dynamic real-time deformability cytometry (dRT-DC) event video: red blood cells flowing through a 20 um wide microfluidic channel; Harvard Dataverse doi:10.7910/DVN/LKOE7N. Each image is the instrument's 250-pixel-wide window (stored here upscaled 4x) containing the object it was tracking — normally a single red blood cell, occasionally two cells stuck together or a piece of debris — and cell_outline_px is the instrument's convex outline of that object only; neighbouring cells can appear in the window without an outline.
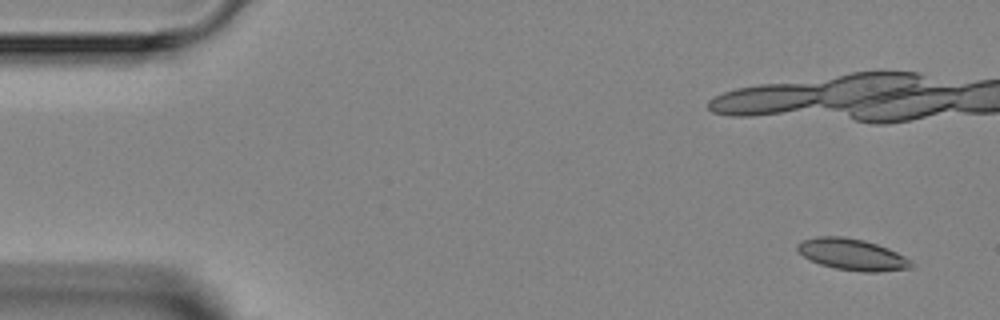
{"species": "Egyptian fruit bat (a non-hibernating species)", "species_latin": "Rousettus aegyptiacus", "temperature_condition": "room temperature", "stored_images_in_passage": 3, "camera_frame_rate_fps": 3000, "um_per_image_px": 0.085, "animal": {"sex": "female"}, "frame": {"image": 1, "passage_image": 1, "time_ms": 0.0, "image_size_px": [1000, 320], "cell_outline_px": [[916, 264], [912, 268], [880, 272], [864, 272], [836, 268], [820, 264], [804, 256], [796, 248], [796, 244], [800, 240], [816, 236], [844, 236], [864, 240], [888, 248], [912, 260]], "centroid_in_image_um": [72.46, 21.62], "position_along_channel_um": 12.5, "area_um2": 20.98}}